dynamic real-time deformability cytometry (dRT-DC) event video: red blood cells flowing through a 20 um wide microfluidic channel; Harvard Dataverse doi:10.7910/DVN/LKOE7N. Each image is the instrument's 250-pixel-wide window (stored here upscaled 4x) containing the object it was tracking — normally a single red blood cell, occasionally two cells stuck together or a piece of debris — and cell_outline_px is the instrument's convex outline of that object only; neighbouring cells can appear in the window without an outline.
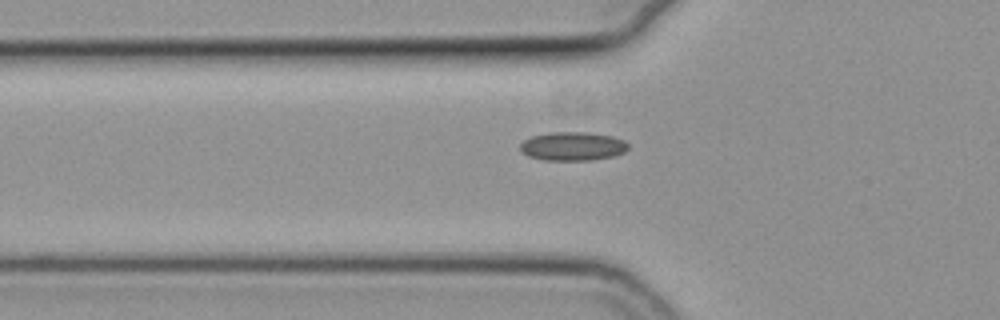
{"species": "common noctule bat (a hibernating species)", "species_latin": "Nyctalus noctula", "temperature_condition": "cold", "stored_images_in_passage": 27, "camera_frame_rate_fps": 3000, "um_per_image_px": 0.085, "animal": {"sex": "female", "body_mass_g": 19.3, "forearm_length_mm": 54.1}, "frame": {"image": 1, "passage_image": 5, "time_ms": 1.333, "image_size_px": [1000, 320], "cell_outline_px": [[628, 148], [624, 152], [616, 156], [592, 160], [544, 160], [528, 156], [520, 152], [520, 144], [524, 140], [532, 136], [548, 132], [588, 132], [612, 136], [624, 140], [628, 144]], "centroid_in_image_um": [48.67, 12.43], "position_along_channel_um": 77.1, "area_um2": 18.26}}
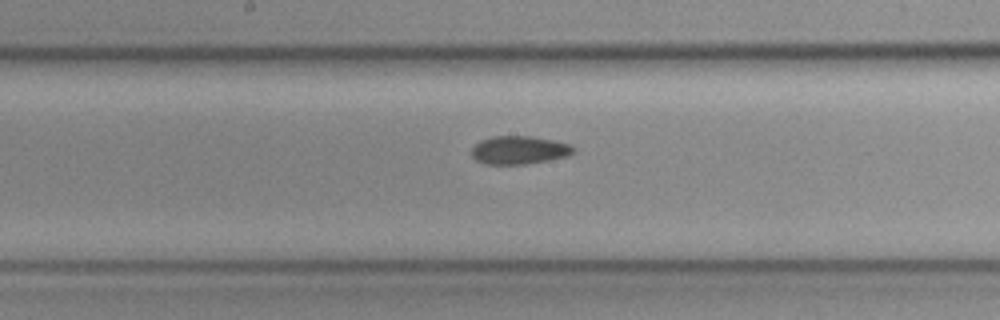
{"frame": {"image": 2, "passage_image": 15, "time_ms": 4.667, "image_size_px": [1000, 320], "cell_outline_px": [[576, 152], [568, 156], [548, 160], [524, 164], [484, 164], [476, 160], [472, 156], [472, 148], [480, 140], [492, 136], [532, 136], [552, 140], [568, 144], [576, 148]], "centroid_in_image_um": [44.13, 12.75], "position_along_channel_um": 204.1, "area_um2": 16.76}}
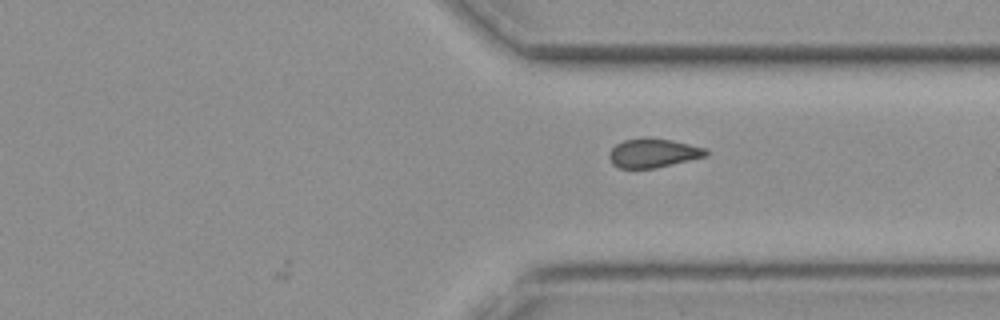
{"frame": {"image": 3, "passage_image": 27, "time_ms": 8.667, "image_size_px": [1000, 320], "cell_outline_px": [[708, 156], [656, 168], [620, 168], [612, 164], [608, 156], [608, 152], [616, 144], [624, 140], [672, 140], [704, 148], [708, 152]], "centroid_in_image_um": [55.51, 13.05], "position_along_channel_um": 355.9, "area_um2": 15.84}}